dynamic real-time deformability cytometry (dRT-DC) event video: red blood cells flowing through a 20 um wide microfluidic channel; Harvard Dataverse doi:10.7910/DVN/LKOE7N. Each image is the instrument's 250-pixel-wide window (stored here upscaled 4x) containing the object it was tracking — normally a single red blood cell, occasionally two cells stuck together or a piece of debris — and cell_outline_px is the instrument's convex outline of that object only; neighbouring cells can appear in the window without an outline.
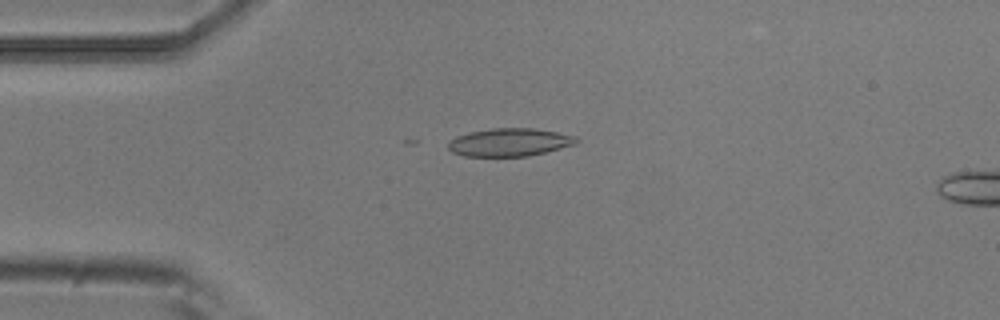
{"species": "common noctule bat (a hibernating species)", "species_latin": "Nyctalus noctula", "temperature_condition": "room temperature", "stored_images_in_passage": 5, "camera_frame_rate_fps": 3000, "um_per_image_px": 0.085, "animal": {"sex": "male", "body_mass_g": 20.5, "forearm_length_mm": 52.5}, "frame": {"image": 1, "passage_image": 4, "time_ms": 1.0, "image_size_px": [1000, 320], "cell_outline_px": [[580, 140], [576, 144], [528, 156], [464, 156], [452, 152], [448, 148], [448, 144], [456, 136], [468, 132], [492, 128], [532, 128], [556, 132], [576, 136]], "centroid_in_image_um": [43.31, 12.09], "position_along_channel_um": 41.7, "area_um2": 20.81}}